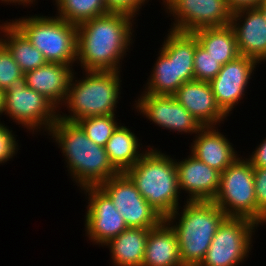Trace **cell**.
Masks as SVG:
<instances>
[{
  "label": "cell",
  "instance_id": "8992f818",
  "mask_svg": "<svg viewBox=\"0 0 266 266\" xmlns=\"http://www.w3.org/2000/svg\"><path fill=\"white\" fill-rule=\"evenodd\" d=\"M144 93L174 95L185 82L194 78V53L198 39L193 33L170 30L165 35Z\"/></svg>",
  "mask_w": 266,
  "mask_h": 266
},
{
  "label": "cell",
  "instance_id": "7402d4cb",
  "mask_svg": "<svg viewBox=\"0 0 266 266\" xmlns=\"http://www.w3.org/2000/svg\"><path fill=\"white\" fill-rule=\"evenodd\" d=\"M149 229L127 228L109 240L111 262L114 266H142Z\"/></svg>",
  "mask_w": 266,
  "mask_h": 266
},
{
  "label": "cell",
  "instance_id": "484cf974",
  "mask_svg": "<svg viewBox=\"0 0 266 266\" xmlns=\"http://www.w3.org/2000/svg\"><path fill=\"white\" fill-rule=\"evenodd\" d=\"M59 18L78 25L111 12L105 0H54Z\"/></svg>",
  "mask_w": 266,
  "mask_h": 266
},
{
  "label": "cell",
  "instance_id": "44dd1931",
  "mask_svg": "<svg viewBox=\"0 0 266 266\" xmlns=\"http://www.w3.org/2000/svg\"><path fill=\"white\" fill-rule=\"evenodd\" d=\"M142 266H183L176 232L166 219L149 229Z\"/></svg>",
  "mask_w": 266,
  "mask_h": 266
},
{
  "label": "cell",
  "instance_id": "d6a6232c",
  "mask_svg": "<svg viewBox=\"0 0 266 266\" xmlns=\"http://www.w3.org/2000/svg\"><path fill=\"white\" fill-rule=\"evenodd\" d=\"M247 159L251 162L253 167L266 168V138L256 146V149L249 155Z\"/></svg>",
  "mask_w": 266,
  "mask_h": 266
},
{
  "label": "cell",
  "instance_id": "9a60e30c",
  "mask_svg": "<svg viewBox=\"0 0 266 266\" xmlns=\"http://www.w3.org/2000/svg\"><path fill=\"white\" fill-rule=\"evenodd\" d=\"M258 64L251 57L239 55L224 64L216 77L210 81L216 102L227 116L231 115V111L244 98Z\"/></svg>",
  "mask_w": 266,
  "mask_h": 266
},
{
  "label": "cell",
  "instance_id": "7c38bea8",
  "mask_svg": "<svg viewBox=\"0 0 266 266\" xmlns=\"http://www.w3.org/2000/svg\"><path fill=\"white\" fill-rule=\"evenodd\" d=\"M174 22L170 30L193 33L201 28L230 25L232 12L226 0H162Z\"/></svg>",
  "mask_w": 266,
  "mask_h": 266
},
{
  "label": "cell",
  "instance_id": "f546056e",
  "mask_svg": "<svg viewBox=\"0 0 266 266\" xmlns=\"http://www.w3.org/2000/svg\"><path fill=\"white\" fill-rule=\"evenodd\" d=\"M13 130H9L8 126L0 121V164H6L11 161L12 157L16 156L18 150V140L14 135Z\"/></svg>",
  "mask_w": 266,
  "mask_h": 266
},
{
  "label": "cell",
  "instance_id": "5bb4252c",
  "mask_svg": "<svg viewBox=\"0 0 266 266\" xmlns=\"http://www.w3.org/2000/svg\"><path fill=\"white\" fill-rule=\"evenodd\" d=\"M139 95L134 108L152 123L177 133L196 134L203 126L174 97V95ZM142 113V114H141Z\"/></svg>",
  "mask_w": 266,
  "mask_h": 266
},
{
  "label": "cell",
  "instance_id": "3957f363",
  "mask_svg": "<svg viewBox=\"0 0 266 266\" xmlns=\"http://www.w3.org/2000/svg\"><path fill=\"white\" fill-rule=\"evenodd\" d=\"M153 147L147 146V151L125 173L141 196L166 219L181 207L176 159Z\"/></svg>",
  "mask_w": 266,
  "mask_h": 266
},
{
  "label": "cell",
  "instance_id": "52a82bcc",
  "mask_svg": "<svg viewBox=\"0 0 266 266\" xmlns=\"http://www.w3.org/2000/svg\"><path fill=\"white\" fill-rule=\"evenodd\" d=\"M40 15L9 21L43 54L47 62L74 67L77 60V25L56 15Z\"/></svg>",
  "mask_w": 266,
  "mask_h": 266
},
{
  "label": "cell",
  "instance_id": "ba28073f",
  "mask_svg": "<svg viewBox=\"0 0 266 266\" xmlns=\"http://www.w3.org/2000/svg\"><path fill=\"white\" fill-rule=\"evenodd\" d=\"M213 202L226 217H243L257 225L266 224V217L257 209L254 171L247 158L238 157L220 173V186Z\"/></svg>",
  "mask_w": 266,
  "mask_h": 266
},
{
  "label": "cell",
  "instance_id": "603a6c76",
  "mask_svg": "<svg viewBox=\"0 0 266 266\" xmlns=\"http://www.w3.org/2000/svg\"><path fill=\"white\" fill-rule=\"evenodd\" d=\"M138 138L131 129L120 124L107 141L106 153L119 173L126 172L147 151L142 150L143 145ZM139 148L142 149L139 150Z\"/></svg>",
  "mask_w": 266,
  "mask_h": 266
},
{
  "label": "cell",
  "instance_id": "6da1fadb",
  "mask_svg": "<svg viewBox=\"0 0 266 266\" xmlns=\"http://www.w3.org/2000/svg\"><path fill=\"white\" fill-rule=\"evenodd\" d=\"M134 18L111 11L78 24L76 63L81 69L122 72V60L134 43Z\"/></svg>",
  "mask_w": 266,
  "mask_h": 266
},
{
  "label": "cell",
  "instance_id": "e0dca14e",
  "mask_svg": "<svg viewBox=\"0 0 266 266\" xmlns=\"http://www.w3.org/2000/svg\"><path fill=\"white\" fill-rule=\"evenodd\" d=\"M176 160L178 185L180 193L188 195L186 201H213L220 186V172L192 154L179 161Z\"/></svg>",
  "mask_w": 266,
  "mask_h": 266
},
{
  "label": "cell",
  "instance_id": "1f68e13d",
  "mask_svg": "<svg viewBox=\"0 0 266 266\" xmlns=\"http://www.w3.org/2000/svg\"><path fill=\"white\" fill-rule=\"evenodd\" d=\"M149 1L150 0H105V3L110 11L124 12L134 16L136 19L142 6L146 5Z\"/></svg>",
  "mask_w": 266,
  "mask_h": 266
},
{
  "label": "cell",
  "instance_id": "83f0119b",
  "mask_svg": "<svg viewBox=\"0 0 266 266\" xmlns=\"http://www.w3.org/2000/svg\"><path fill=\"white\" fill-rule=\"evenodd\" d=\"M194 78L198 81L210 82L221 70L222 65L213 58L199 43L194 53Z\"/></svg>",
  "mask_w": 266,
  "mask_h": 266
},
{
  "label": "cell",
  "instance_id": "2e32d148",
  "mask_svg": "<svg viewBox=\"0 0 266 266\" xmlns=\"http://www.w3.org/2000/svg\"><path fill=\"white\" fill-rule=\"evenodd\" d=\"M242 22V23H241ZM233 28L239 54L266 61V19L259 8L241 9L232 13Z\"/></svg>",
  "mask_w": 266,
  "mask_h": 266
},
{
  "label": "cell",
  "instance_id": "f1b7e54d",
  "mask_svg": "<svg viewBox=\"0 0 266 266\" xmlns=\"http://www.w3.org/2000/svg\"><path fill=\"white\" fill-rule=\"evenodd\" d=\"M24 75L8 48L0 41V89L6 91L13 84L24 80Z\"/></svg>",
  "mask_w": 266,
  "mask_h": 266
},
{
  "label": "cell",
  "instance_id": "4fadbf2b",
  "mask_svg": "<svg viewBox=\"0 0 266 266\" xmlns=\"http://www.w3.org/2000/svg\"><path fill=\"white\" fill-rule=\"evenodd\" d=\"M88 196L85 216V235L96 245H105L126 230L123 217L112 200L99 187L81 189Z\"/></svg>",
  "mask_w": 266,
  "mask_h": 266
},
{
  "label": "cell",
  "instance_id": "8fae6325",
  "mask_svg": "<svg viewBox=\"0 0 266 266\" xmlns=\"http://www.w3.org/2000/svg\"><path fill=\"white\" fill-rule=\"evenodd\" d=\"M113 202L128 228L151 229L164 218L141 196L125 173H118L98 186Z\"/></svg>",
  "mask_w": 266,
  "mask_h": 266
},
{
  "label": "cell",
  "instance_id": "d4e9b609",
  "mask_svg": "<svg viewBox=\"0 0 266 266\" xmlns=\"http://www.w3.org/2000/svg\"><path fill=\"white\" fill-rule=\"evenodd\" d=\"M198 43L223 66L240 54L236 36L230 25L224 27L201 28L193 32Z\"/></svg>",
  "mask_w": 266,
  "mask_h": 266
},
{
  "label": "cell",
  "instance_id": "9c48e42d",
  "mask_svg": "<svg viewBox=\"0 0 266 266\" xmlns=\"http://www.w3.org/2000/svg\"><path fill=\"white\" fill-rule=\"evenodd\" d=\"M258 227L247 218L225 217L199 266H239L244 263L252 250V237Z\"/></svg>",
  "mask_w": 266,
  "mask_h": 266
},
{
  "label": "cell",
  "instance_id": "d6986e66",
  "mask_svg": "<svg viewBox=\"0 0 266 266\" xmlns=\"http://www.w3.org/2000/svg\"><path fill=\"white\" fill-rule=\"evenodd\" d=\"M194 136L190 154L220 173L240 156L218 126L202 127Z\"/></svg>",
  "mask_w": 266,
  "mask_h": 266
},
{
  "label": "cell",
  "instance_id": "cb8c5ba5",
  "mask_svg": "<svg viewBox=\"0 0 266 266\" xmlns=\"http://www.w3.org/2000/svg\"><path fill=\"white\" fill-rule=\"evenodd\" d=\"M0 34V41L8 48L24 73L47 63L43 54L11 21L0 24Z\"/></svg>",
  "mask_w": 266,
  "mask_h": 266
},
{
  "label": "cell",
  "instance_id": "836d02e7",
  "mask_svg": "<svg viewBox=\"0 0 266 266\" xmlns=\"http://www.w3.org/2000/svg\"><path fill=\"white\" fill-rule=\"evenodd\" d=\"M264 0H226L232 13L241 9L258 8Z\"/></svg>",
  "mask_w": 266,
  "mask_h": 266
},
{
  "label": "cell",
  "instance_id": "8d00e7d4",
  "mask_svg": "<svg viewBox=\"0 0 266 266\" xmlns=\"http://www.w3.org/2000/svg\"><path fill=\"white\" fill-rule=\"evenodd\" d=\"M258 8L263 12L266 19V0H264L263 3Z\"/></svg>",
  "mask_w": 266,
  "mask_h": 266
},
{
  "label": "cell",
  "instance_id": "e575fe53",
  "mask_svg": "<svg viewBox=\"0 0 266 266\" xmlns=\"http://www.w3.org/2000/svg\"><path fill=\"white\" fill-rule=\"evenodd\" d=\"M0 2H2V3H6V4H8L9 3V5L10 4H12L13 5V3L17 6V4L18 5H23V7L24 6H31L32 4L34 5L35 3L34 2H37V0H0Z\"/></svg>",
  "mask_w": 266,
  "mask_h": 266
},
{
  "label": "cell",
  "instance_id": "277c9868",
  "mask_svg": "<svg viewBox=\"0 0 266 266\" xmlns=\"http://www.w3.org/2000/svg\"><path fill=\"white\" fill-rule=\"evenodd\" d=\"M185 202L166 220L176 232L183 266H199L226 215L213 201Z\"/></svg>",
  "mask_w": 266,
  "mask_h": 266
},
{
  "label": "cell",
  "instance_id": "7a4b0ae2",
  "mask_svg": "<svg viewBox=\"0 0 266 266\" xmlns=\"http://www.w3.org/2000/svg\"><path fill=\"white\" fill-rule=\"evenodd\" d=\"M47 133L65 156L67 171L79 190L98 187L119 173L109 161L105 147L92 142L78 123L58 117Z\"/></svg>",
  "mask_w": 266,
  "mask_h": 266
},
{
  "label": "cell",
  "instance_id": "ffe728a7",
  "mask_svg": "<svg viewBox=\"0 0 266 266\" xmlns=\"http://www.w3.org/2000/svg\"><path fill=\"white\" fill-rule=\"evenodd\" d=\"M74 71L71 65L47 62L41 67L27 71L24 80L29 88L45 96L60 110L67 97Z\"/></svg>",
  "mask_w": 266,
  "mask_h": 266
},
{
  "label": "cell",
  "instance_id": "d590c367",
  "mask_svg": "<svg viewBox=\"0 0 266 266\" xmlns=\"http://www.w3.org/2000/svg\"><path fill=\"white\" fill-rule=\"evenodd\" d=\"M4 97H5V91L3 89H0V116L3 115Z\"/></svg>",
  "mask_w": 266,
  "mask_h": 266
},
{
  "label": "cell",
  "instance_id": "4dcf8cb0",
  "mask_svg": "<svg viewBox=\"0 0 266 266\" xmlns=\"http://www.w3.org/2000/svg\"><path fill=\"white\" fill-rule=\"evenodd\" d=\"M257 209L266 217V168L253 167Z\"/></svg>",
  "mask_w": 266,
  "mask_h": 266
},
{
  "label": "cell",
  "instance_id": "ac0fdd59",
  "mask_svg": "<svg viewBox=\"0 0 266 266\" xmlns=\"http://www.w3.org/2000/svg\"><path fill=\"white\" fill-rule=\"evenodd\" d=\"M174 97L203 127L220 126L228 117L218 106L210 82H185Z\"/></svg>",
  "mask_w": 266,
  "mask_h": 266
},
{
  "label": "cell",
  "instance_id": "4316f807",
  "mask_svg": "<svg viewBox=\"0 0 266 266\" xmlns=\"http://www.w3.org/2000/svg\"><path fill=\"white\" fill-rule=\"evenodd\" d=\"M77 123L92 142L103 147L106 146L107 141L119 126L116 114L87 117Z\"/></svg>",
  "mask_w": 266,
  "mask_h": 266
},
{
  "label": "cell",
  "instance_id": "30bf717a",
  "mask_svg": "<svg viewBox=\"0 0 266 266\" xmlns=\"http://www.w3.org/2000/svg\"><path fill=\"white\" fill-rule=\"evenodd\" d=\"M3 113L32 134L42 129L47 134L59 117V109L45 96L29 88L25 80L5 91Z\"/></svg>",
  "mask_w": 266,
  "mask_h": 266
},
{
  "label": "cell",
  "instance_id": "5b68a950",
  "mask_svg": "<svg viewBox=\"0 0 266 266\" xmlns=\"http://www.w3.org/2000/svg\"><path fill=\"white\" fill-rule=\"evenodd\" d=\"M82 72L85 74L79 80L75 77L78 73L71 75L67 97L61 106L67 107L70 114L59 111V118L77 123L87 117L116 114L121 97L120 71Z\"/></svg>",
  "mask_w": 266,
  "mask_h": 266
}]
</instances>
